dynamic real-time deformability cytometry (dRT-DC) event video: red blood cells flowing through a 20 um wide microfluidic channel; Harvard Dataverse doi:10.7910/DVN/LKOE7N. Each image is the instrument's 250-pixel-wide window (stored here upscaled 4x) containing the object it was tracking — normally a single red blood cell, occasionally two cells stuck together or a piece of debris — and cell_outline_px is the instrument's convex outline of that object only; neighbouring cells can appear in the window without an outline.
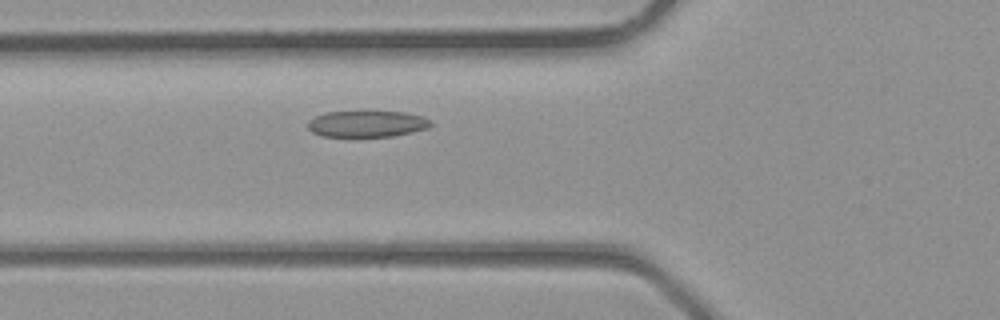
{"species": "common noctule bat (a hibernating species)", "species_latin": "Nyctalus noctula", "temperature_condition": "room temperature", "stored_images_in_passage": 4, "camera_frame_rate_fps": 3000, "um_per_image_px": 0.085, "animal": {"sex": "male", "body_mass_g": 23.1, "forearm_length_mm": 52.7}, "frame": {"image": 1, "passage_image": 4, "time_ms": 1.0, "image_size_px": [1000, 320], "cell_outline_px": [[432, 124], [428, 128], [392, 136], [320, 136], [312, 132], [308, 128], [308, 120], [316, 116], [328, 112], [364, 108], [404, 112], [420, 116], [428, 120]], "centroid_in_image_um": [31.14, 10.47], "position_along_channel_um": 94.7, "area_um2": 19.59}}